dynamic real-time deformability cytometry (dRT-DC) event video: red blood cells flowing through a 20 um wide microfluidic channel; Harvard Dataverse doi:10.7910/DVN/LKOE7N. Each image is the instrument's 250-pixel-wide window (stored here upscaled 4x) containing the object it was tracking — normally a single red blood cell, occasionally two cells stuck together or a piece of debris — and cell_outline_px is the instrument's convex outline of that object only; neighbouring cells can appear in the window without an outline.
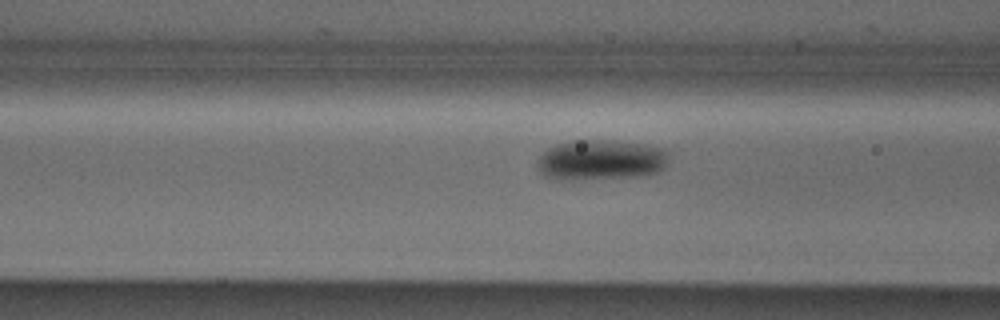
{"species": "Egyptian fruit bat (a non-hibernating species)", "species_latin": "Rousettus aegyptiacus", "temperature_condition": "cold", "stored_images_in_passage": 31, "camera_frame_rate_fps": 3000, "um_per_image_px": 0.085, "animal": {"sex": "male"}, "frame": {"image": 1, "passage_image": 7, "time_ms": 2.0, "image_size_px": [1000, 320], "cell_outline_px": [[668, 160], [664, 168], [660, 172], [632, 176], [544, 176], [540, 172], [536, 164], [536, 160], [548, 148], [556, 144], [572, 140], [612, 140], [644, 144], [664, 148], [668, 152]], "centroid_in_image_um": [51.13, 13.51], "position_along_channel_um": 115.5, "area_um2": 29.71}}
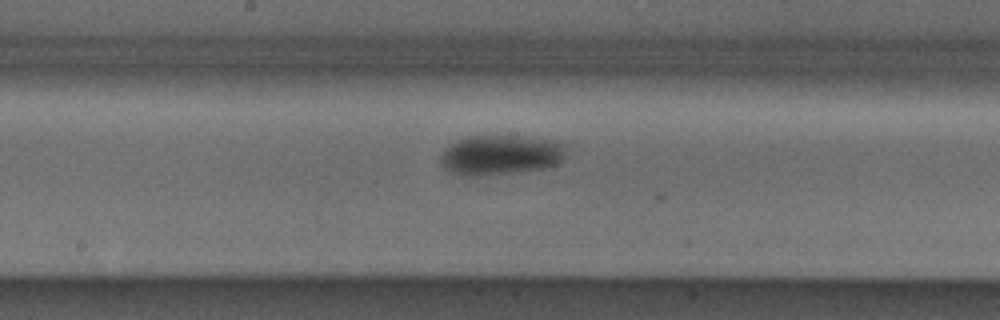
{"frame": {"image": 2, "passage_image": 14, "time_ms": 4.333, "image_size_px": [1000, 320], "cell_outline_px": [[568, 144], [564, 156], [556, 164], [548, 168], [476, 176], [472, 176], [452, 172], [444, 164], [440, 156], [444, 148], [468, 136], [524, 136], [568, 140]], "centroid_in_image_um": [42.7, 13.13], "position_along_channel_um": 205.5, "area_um2": 29.3}}
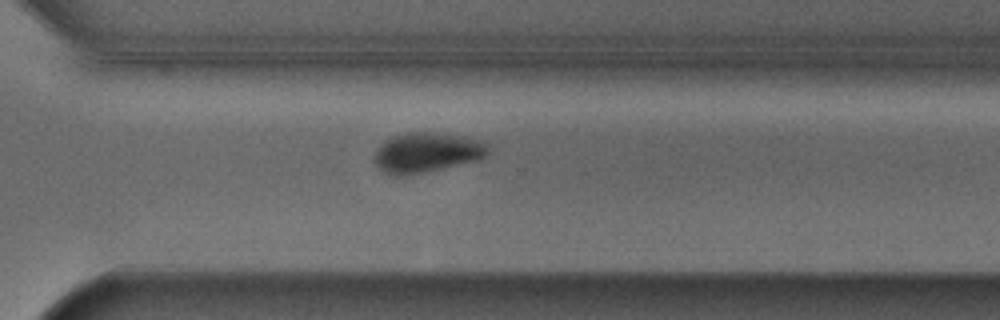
{"frame": {"image": 3, "passage_image": 24, "time_ms": 7.667, "image_size_px": [1000, 320], "cell_outline_px": [[488, 152], [480, 160], [424, 172], [404, 176], [396, 176], [380, 168], [376, 164], [376, 152], [392, 136], [408, 132], [444, 132], [484, 140], [488, 144]], "centroid_in_image_um": [36.38, 12.94], "position_along_channel_um": 334.2, "area_um2": 26.3}, "authors_computed_cell_mechanics": {"area_um2": 28.8422, "velocity_mm_per_s": 3.8671, "shape_relaxation_time_tau1_ms": 2.3903, "shape_relaxation_time_tau2_ms": null, "deformation_change_tau1": 0.0993, "deformation_change_tau2": null}}